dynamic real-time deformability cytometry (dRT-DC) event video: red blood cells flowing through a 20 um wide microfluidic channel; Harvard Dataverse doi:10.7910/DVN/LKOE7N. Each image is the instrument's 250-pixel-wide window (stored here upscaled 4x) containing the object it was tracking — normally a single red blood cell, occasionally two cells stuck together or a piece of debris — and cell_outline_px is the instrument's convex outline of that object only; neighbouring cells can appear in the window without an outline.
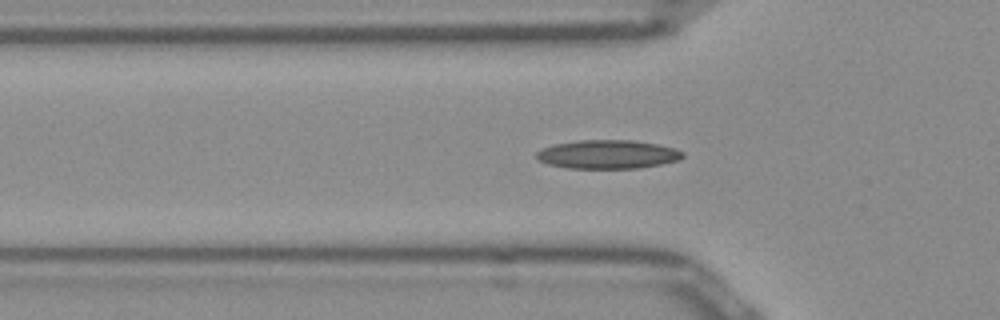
{"species": "Egyptian fruit bat (a non-hibernating species)", "species_latin": "Rousettus aegyptiacus", "temperature_condition": "room temperature", "stored_images_in_passage": 51, "segment_of_instrument_passage": [1, 2], "camera_frame_rate_fps": 3000, "um_per_image_px": 0.085, "frame": {"image": 1, "passage_image": 15, "time_ms": 4.667, "image_size_px": [1000, 320], "cell_outline_px": [[684, 156], [680, 160], [640, 168], [568, 168], [548, 164], [536, 160], [536, 152], [552, 144], [580, 140], [632, 140], [656, 144], [676, 148], [684, 152]], "centroid_in_image_um": [51.66, 13.12], "position_along_channel_um": 74.1, "area_um2": 24.57}}
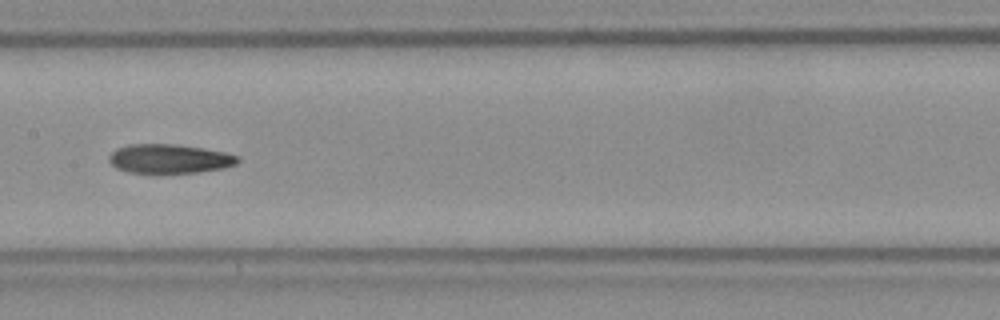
{"frame": {"image": 2, "passage_image": 24, "time_ms": 7.667, "image_size_px": [1000, 320], "cell_outline_px": [[240, 160], [236, 164], [224, 168], [200, 172], [160, 176], [156, 176], [128, 172], [116, 168], [108, 160], [108, 156], [116, 148], [132, 144], [172, 144], [204, 148], [224, 152], [240, 156]], "centroid_in_image_um": [14.39, 13.54], "position_along_channel_um": 193.0, "area_um2": 22.83}}
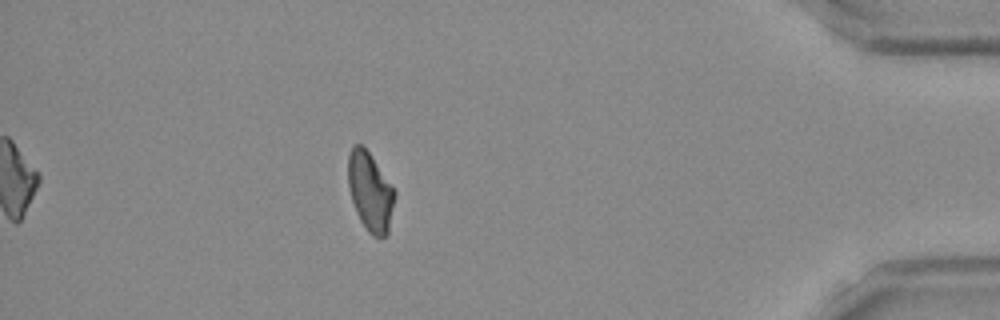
{"frame": {"image": 3, "passage_image": 44, "time_ms": 14.333, "image_size_px": [1000, 320], "cell_outline_px": [[396, 196], [388, 232], [384, 236], [372, 236], [368, 232], [360, 220], [356, 212], [352, 200], [348, 184], [348, 152], [352, 144], [360, 144], [372, 156], [396, 192]], "centroid_in_image_um": [31.46, 16.27], "position_along_channel_um": 403.7, "area_um2": 21.39}}